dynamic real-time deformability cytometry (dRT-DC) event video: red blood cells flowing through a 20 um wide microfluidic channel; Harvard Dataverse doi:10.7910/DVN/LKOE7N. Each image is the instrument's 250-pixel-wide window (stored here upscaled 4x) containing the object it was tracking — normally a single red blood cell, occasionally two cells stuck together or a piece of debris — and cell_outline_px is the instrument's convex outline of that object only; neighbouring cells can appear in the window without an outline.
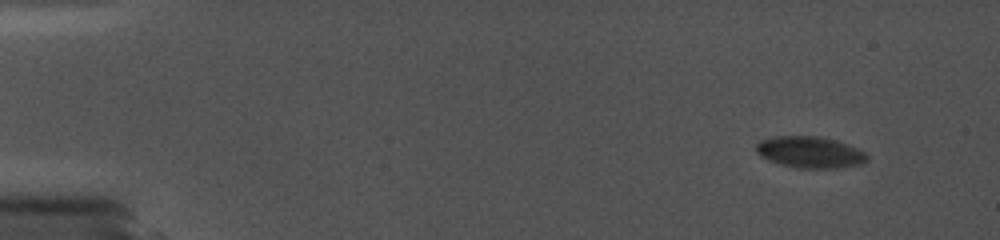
{"species": "common noctule bat (a hibernating species)", "species_latin": "Nyctalus noctula", "temperature_condition": "cold", "stored_images_in_passage": 40, "camera_frame_rate_fps": 5000, "um_per_image_px": 0.085, "animal": {"sex": "female", "body_mass_g": 19.0, "forearm_length_mm": 56.7}, "frame": {"image": 1, "passage_image": 4, "time_ms": 1.2, "image_size_px": [1000, 240], "cell_outline_px": [[868, 160], [860, 164], [836, 168], [800, 168], [780, 164], [768, 160], [760, 156], [756, 152], [756, 144], [760, 140], [776, 136], [820, 136], [836, 140], [856, 148], [864, 152], [868, 156]], "centroid_in_image_um": [68.82, 12.93], "position_along_channel_um": 16.2, "area_um2": 20.29}}
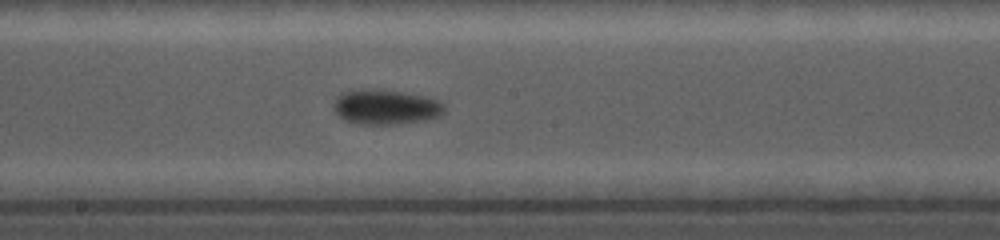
{"frame": {"image": 2, "passage_image": 26, "time_ms": 10.2, "image_size_px": [1000, 240], "cell_outline_px": [[444, 112], [428, 120], [400, 124], [360, 124], [344, 120], [332, 108], [332, 104], [336, 96], [340, 92], [352, 88], [376, 88], [404, 92], [428, 96], [440, 100], [444, 104]], "centroid_in_image_um": [32.74, 9.06], "position_along_channel_um": 215.5, "area_um2": 23.29}}
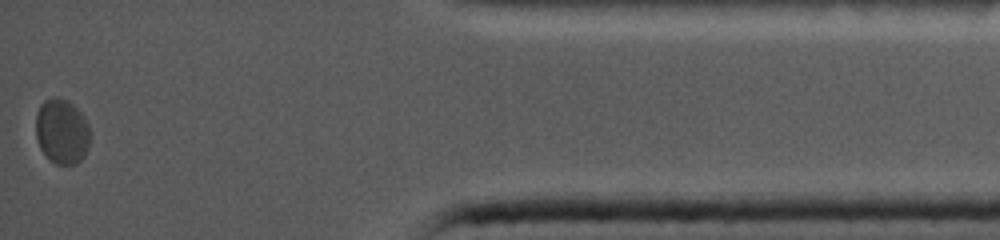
{"frame": {"image": 3, "passage_image": 40, "time_ms": 17.0, "image_size_px": [1000, 240], "cell_outline_px": [[92, 132], [88, 148], [84, 156], [76, 164], [56, 164], [48, 160], [40, 148], [36, 136], [36, 112], [40, 104], [44, 100], [56, 96], [68, 100], [84, 116]], "centroid_in_image_um": [5.27, 11.17], "position_along_channel_um": 429.9, "area_um2": 21.04}}